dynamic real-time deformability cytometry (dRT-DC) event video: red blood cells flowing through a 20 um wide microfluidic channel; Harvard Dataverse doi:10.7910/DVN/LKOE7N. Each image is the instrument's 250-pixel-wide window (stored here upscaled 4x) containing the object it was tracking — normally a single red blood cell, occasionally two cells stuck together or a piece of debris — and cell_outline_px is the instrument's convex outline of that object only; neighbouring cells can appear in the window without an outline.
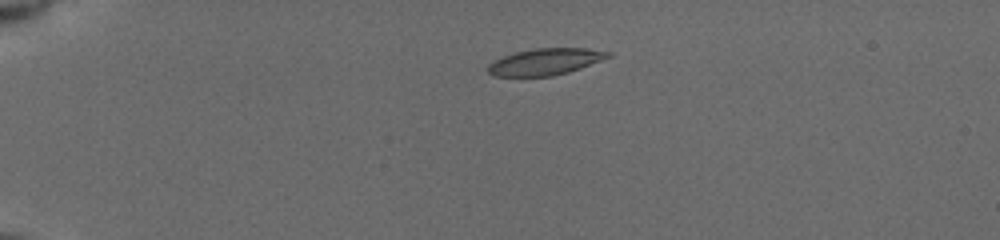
{"species": "common noctule bat (a hibernating species)", "species_latin": "Nyctalus noctula", "temperature_condition": "cold", "stored_images_in_passage": 6, "camera_frame_rate_fps": 3000, "um_per_image_px": 0.085, "animal": {"sex": "female", "body_mass_g": 19.5, "forearm_length_mm": 54.1}, "frame": {"image": 1, "passage_image": 3, "time_ms": 2.333, "image_size_px": [1000, 240], "cell_outline_px": [[612, 56], [580, 68], [568, 72], [552, 76], [492, 76], [488, 72], [488, 64], [504, 56], [516, 52], [536, 48], [588, 48], [612, 52]], "centroid_in_image_um": [46.37, 5.24], "position_along_channel_um": 38.6, "area_um2": 18.5}}
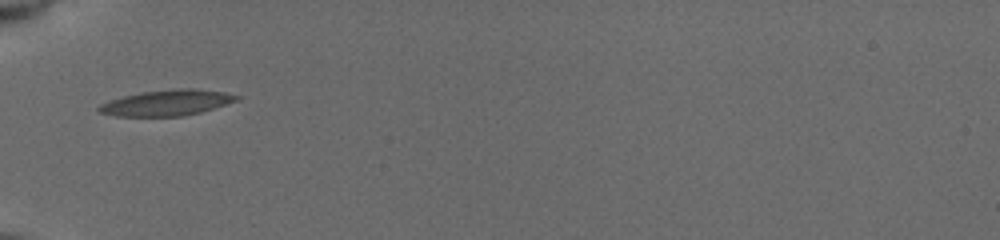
{"frame": {"image": 2, "passage_image": 5, "time_ms": 4.667, "image_size_px": [1000, 240], "cell_outline_px": [[240, 96], [236, 100], [200, 112], [184, 116], [116, 116], [100, 112], [96, 108], [100, 104], [124, 96], [144, 92], [180, 88], [192, 88], [224, 92]], "centroid_in_image_um": [14.16, 8.74], "position_along_channel_um": 70.8, "area_um2": 20.23}}